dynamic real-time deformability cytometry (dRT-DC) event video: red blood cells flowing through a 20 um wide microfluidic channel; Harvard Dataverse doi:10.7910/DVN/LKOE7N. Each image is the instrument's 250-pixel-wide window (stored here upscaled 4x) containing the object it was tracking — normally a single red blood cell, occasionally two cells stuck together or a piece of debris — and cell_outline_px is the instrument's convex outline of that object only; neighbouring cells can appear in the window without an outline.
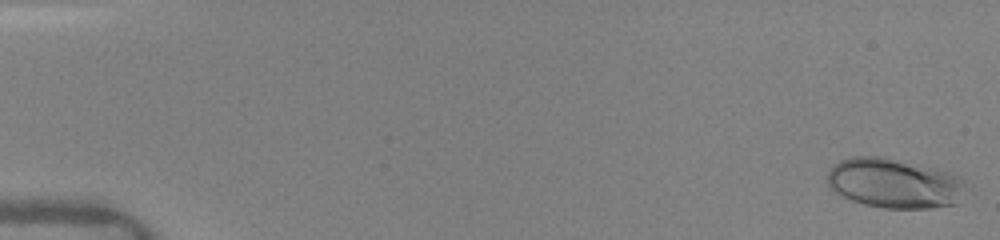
{"species": "human", "species_latin": "Homo sapiens", "temperature_condition": "warm", "stored_images_in_passage": 19, "camera_frame_rate_fps": 3000, "um_per_image_px": 0.085, "donor": {"sex": "female"}, "frame": {"image": 1, "passage_image": 1, "time_ms": 0.0, "image_size_px": [1000, 240], "cell_outline_px": [[964, 180], [956, 204], [932, 208], [884, 208], [864, 204], [852, 200], [828, 188], [828, 172], [832, 164], [840, 160], [852, 156], [884, 156], [948, 172]], "centroid_in_image_um": [75.92, 15.56], "position_along_channel_um": 9.1, "area_um2": 39.71}}
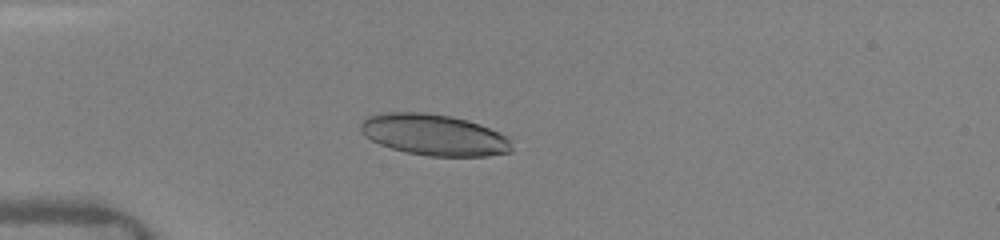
{"frame": {"image": 2, "passage_image": 15, "time_ms": 4.333, "image_size_px": [1000, 240], "cell_outline_px": [[512, 152], [488, 156], [428, 156], [408, 152], [392, 148], [380, 144], [364, 136], [360, 132], [360, 120], [368, 116], [384, 112], [424, 112], [448, 116], [468, 120], [480, 124], [508, 136], [512, 140]], "centroid_in_image_um": [36.9, 11.46], "position_along_channel_um": 48.1, "area_um2": 36.59}}